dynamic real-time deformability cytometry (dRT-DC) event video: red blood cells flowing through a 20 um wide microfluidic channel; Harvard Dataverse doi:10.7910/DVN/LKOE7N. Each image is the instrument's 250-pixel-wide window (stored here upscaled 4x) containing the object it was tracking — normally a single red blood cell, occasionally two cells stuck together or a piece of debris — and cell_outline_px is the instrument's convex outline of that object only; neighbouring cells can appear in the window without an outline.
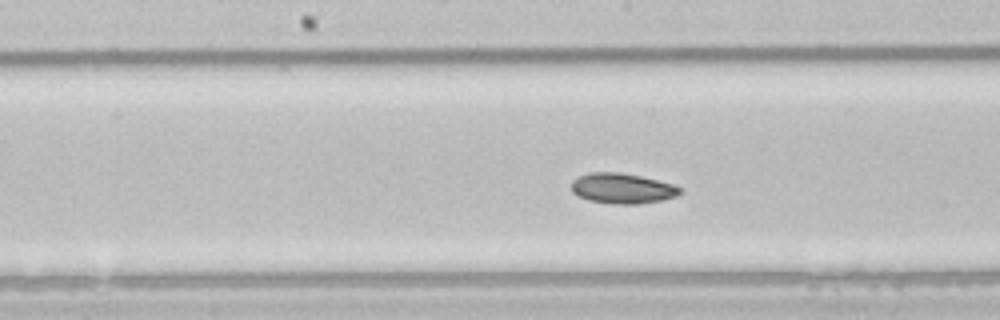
{"species": "common noctule bat (a hibernating species)", "species_latin": "Nyctalus noctula", "temperature_condition": "room temperature", "stored_images_in_passage": 38, "camera_frame_rate_fps": 3000, "um_per_image_px": 0.085, "animal": {"sex": "male", "body_mass_g": 21.5, "forearm_length_mm": 52.0}, "frame": {"image": 1, "passage_image": 12, "time_ms": 3.667, "image_size_px": [1000, 320], "cell_outline_px": [[680, 192], [676, 196], [664, 200], [636, 204], [612, 204], [588, 200], [576, 196], [572, 192], [572, 180], [580, 176], [592, 172], [620, 172], [640, 176], [672, 184], [680, 188]], "centroid_in_image_um": [52.86, 16.02], "position_along_channel_um": 195.3, "area_um2": 19.13}, "authors_computed_cell_mechanics": {"area_um2": 19.363, "velocity_mm_per_s": 3.8997, "shape_relaxation_time_tau1_ms": 2.157, "shape_relaxation_time_tau2_ms": 2.4531, "deformation_change_tau1": 0.0411, "deformation_change_tau2": 0.0491}}